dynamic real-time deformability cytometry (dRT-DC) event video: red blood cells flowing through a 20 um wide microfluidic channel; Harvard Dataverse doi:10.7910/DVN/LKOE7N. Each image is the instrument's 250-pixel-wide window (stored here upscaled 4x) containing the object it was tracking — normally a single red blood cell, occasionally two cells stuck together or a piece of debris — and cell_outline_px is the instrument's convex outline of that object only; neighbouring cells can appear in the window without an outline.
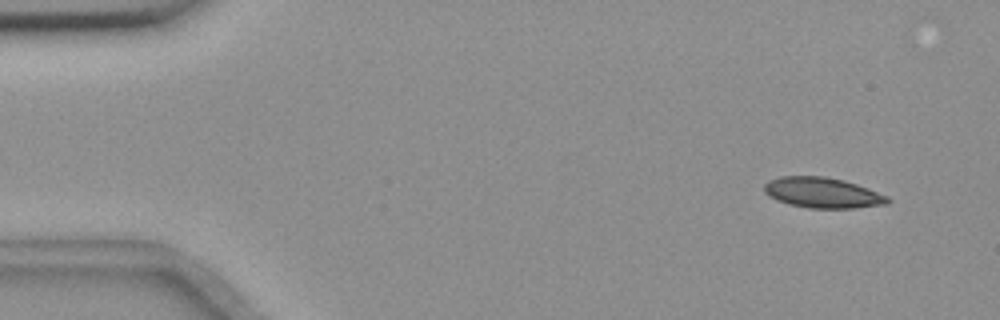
{"species": "common noctule bat (a hibernating species)", "species_latin": "Nyctalus noctula", "temperature_condition": "room temperature", "stored_images_in_passage": 15, "camera_frame_rate_fps": 3000, "um_per_image_px": 0.085, "animal": {"sex": "female", "body_mass_g": 18.4}, "frame": {"image": 1, "passage_image": 2, "time_ms": 1.333, "image_size_px": [1000, 320], "cell_outline_px": [[892, 200], [888, 204], [856, 208], [808, 208], [788, 204], [776, 200], [768, 196], [764, 192], [764, 184], [768, 180], [780, 176], [824, 176], [844, 180], [868, 188], [888, 196]], "centroid_in_image_um": [69.91, 16.38], "position_along_channel_um": 15.1, "area_um2": 22.2}}
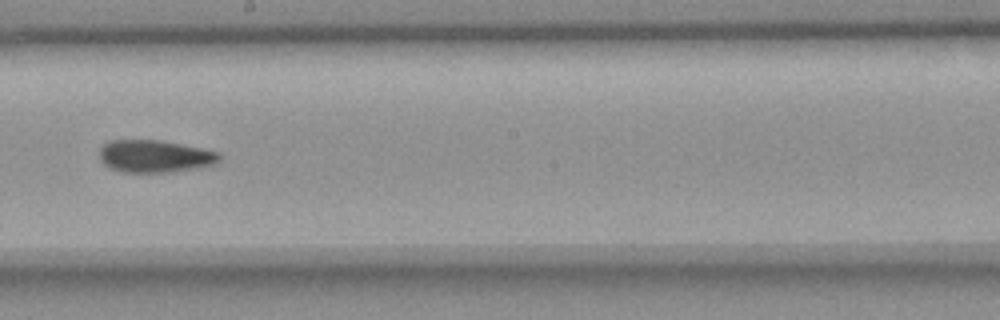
{"frame": {"image": 2, "passage_image": 9, "time_ms": 10.333, "image_size_px": [1000, 320], "cell_outline_px": [[220, 160], [216, 164], [200, 168], [168, 172], [120, 172], [108, 168], [100, 160], [100, 148], [108, 140], [160, 140], [220, 152]], "centroid_in_image_um": [13.15, 13.29], "position_along_channel_um": 235.0, "area_um2": 22.83}}
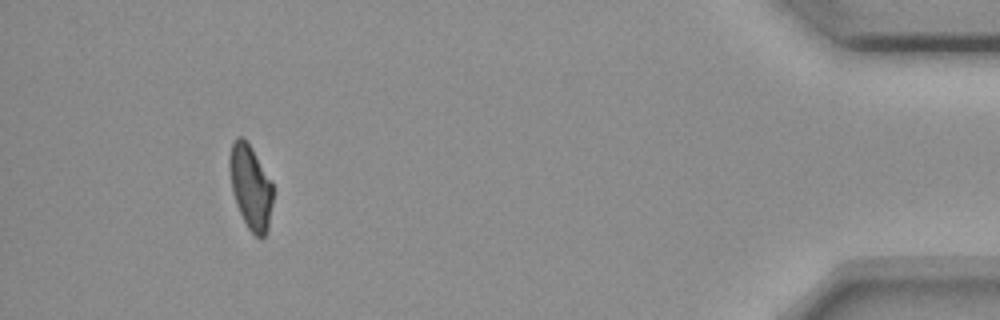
{"frame": {"image": 3, "passage_image": 14, "time_ms": 17.0, "image_size_px": [1000, 320], "cell_outline_px": [[272, 204], [268, 228], [264, 236], [260, 240], [248, 228], [240, 212], [232, 188], [228, 164], [228, 160], [232, 144], [236, 136], [240, 136], [252, 148], [272, 180]], "centroid_in_image_um": [21.31, 15.88], "position_along_channel_um": 413.9, "area_um2": 21.1}, "authors_computed_cell_mechanics": {"area_um2": 22.6576, "velocity_mm_per_s": 3.6525, "shape_relaxation_time_tau1_ms": 6.7988, "shape_relaxation_time_tau2_ms": 2.8456, "deformation_change_tau1": 0.1495, "deformation_change_tau2": 0.0537}}